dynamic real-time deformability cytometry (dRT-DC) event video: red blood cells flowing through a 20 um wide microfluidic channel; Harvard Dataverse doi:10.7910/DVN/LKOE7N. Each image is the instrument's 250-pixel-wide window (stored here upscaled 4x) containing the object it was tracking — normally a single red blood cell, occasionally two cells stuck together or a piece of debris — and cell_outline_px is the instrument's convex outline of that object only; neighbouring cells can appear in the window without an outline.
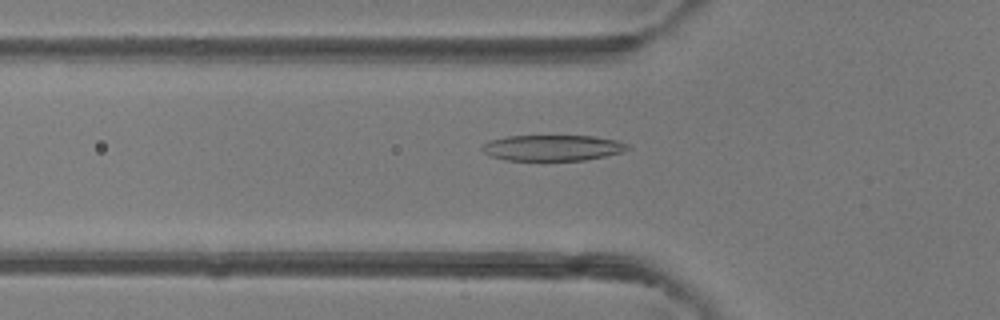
{"species": "common noctule bat (a hibernating species)", "species_latin": "Nyctalus noctula", "temperature_condition": "room temperature", "stored_images_in_passage": 47, "camera_frame_rate_fps": 3000, "um_per_image_px": 0.085, "animal": {"sex": "female"}, "frame": {"image": 1, "passage_image": 16, "time_ms": 5.0, "image_size_px": [1000, 320], "cell_outline_px": [[632, 148], [620, 152], [604, 156], [584, 160], [504, 160], [492, 156], [484, 152], [480, 148], [488, 140], [508, 136], [592, 136], [616, 140], [632, 144]], "centroid_in_image_um": [46.98, 12.56], "position_along_channel_um": 78.8, "area_um2": 21.91}}
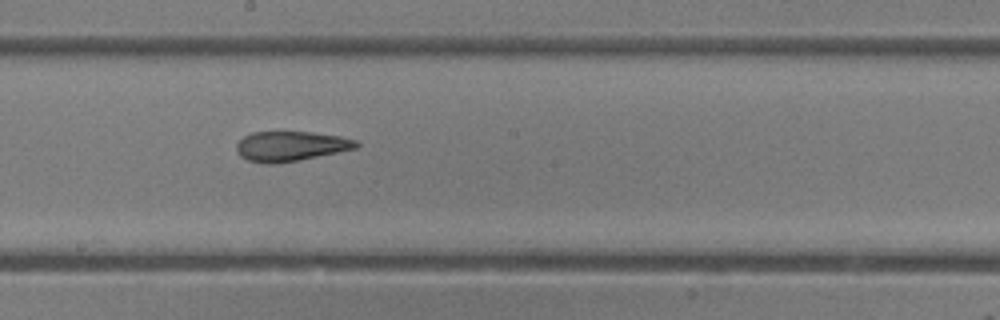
{"frame": {"image": 2, "passage_image": 26, "time_ms": 8.333, "image_size_px": [1000, 320], "cell_outline_px": [[360, 144], [356, 148], [300, 160], [276, 164], [264, 164], [248, 160], [240, 156], [236, 152], [236, 144], [244, 136], [252, 132], [312, 132], [340, 136], [356, 140]], "centroid_in_image_um": [24.68, 12.43], "position_along_channel_um": 223.5, "area_um2": 20.92}}
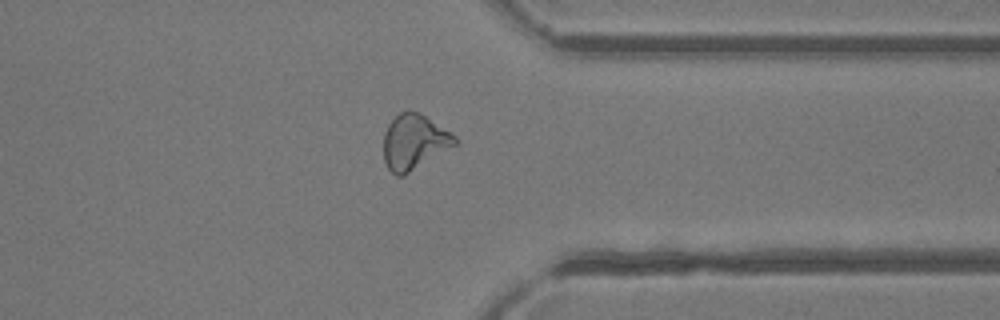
{"frame": {"image": 3, "passage_image": 37, "time_ms": 12.0, "image_size_px": [1000, 320], "cell_outline_px": [[460, 144], [404, 176], [396, 176], [388, 168], [384, 160], [384, 132], [388, 124], [400, 112], [408, 108], [420, 112], [456, 136], [460, 140]], "centroid_in_image_um": [35.25, 12.06], "position_along_channel_um": 376.2, "area_um2": 23.52}, "authors_computed_cell_mechanics": {"area_um2": 22.5998, "velocity_mm_per_s": 4.2974, "shape_relaxation_time_tau1_ms": 7.7322, "shape_relaxation_time_tau2_ms": 2.7065, "deformation_change_tau1": 0.2637, "deformation_change_tau2": 0.1188}}